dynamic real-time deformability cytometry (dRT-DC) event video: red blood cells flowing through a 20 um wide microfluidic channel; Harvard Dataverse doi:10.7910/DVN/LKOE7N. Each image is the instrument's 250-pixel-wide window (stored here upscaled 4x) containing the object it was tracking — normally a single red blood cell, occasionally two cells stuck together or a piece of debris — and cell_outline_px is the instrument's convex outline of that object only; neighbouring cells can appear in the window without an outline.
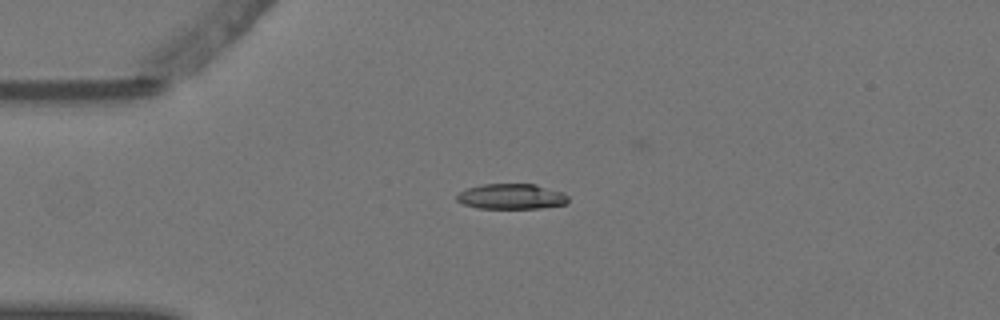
{"species": "Egyptian fruit bat (a non-hibernating species)", "species_latin": "Rousettus aegyptiacus", "temperature_condition": "warm", "stored_images_in_passage": 6, "camera_frame_rate_fps": 3000, "um_per_image_px": 0.085, "animal": {"sex": "female"}, "frame": {"image": 1, "passage_image": 3, "time_ms": 0.667, "image_size_px": [1000, 320], "cell_outline_px": [[568, 204], [540, 208], [476, 208], [464, 204], [456, 200], [456, 196], [460, 192], [468, 188], [480, 184], [536, 184], [564, 192], [568, 196]], "centroid_in_image_um": [43.5, 16.7], "position_along_channel_um": 41.5, "area_um2": 16.59}}
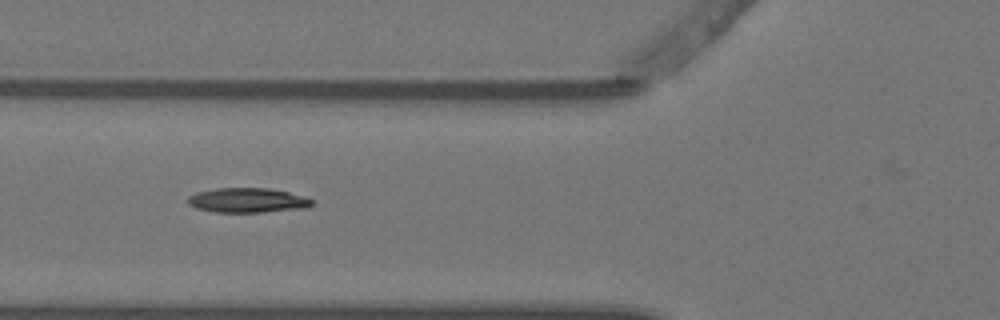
{"frame": {"image": 2, "passage_image": 5, "time_ms": 1.333, "image_size_px": [1000, 320], "cell_outline_px": [[312, 204], [308, 208], [264, 212], [212, 212], [196, 208], [188, 204], [188, 196], [196, 192], [216, 188], [268, 188], [288, 192], [304, 196], [312, 200]], "centroid_in_image_um": [21.02, 17.03], "position_along_channel_um": 104.8, "area_um2": 17.92}}
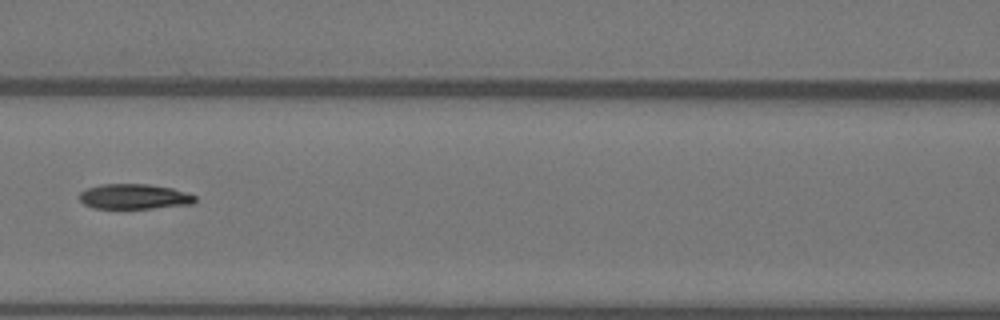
{"frame": {"image": 3, "passage_image": 6, "time_ms": 1.667, "image_size_px": [1000, 320], "cell_outline_px": [[196, 200], [192, 204], [152, 208], [92, 208], [84, 204], [80, 200], [80, 192], [88, 188], [100, 184], [148, 184], [172, 188], [196, 196]], "centroid_in_image_um": [11.39, 16.7], "position_along_channel_um": 155.2, "area_um2": 16.82}}